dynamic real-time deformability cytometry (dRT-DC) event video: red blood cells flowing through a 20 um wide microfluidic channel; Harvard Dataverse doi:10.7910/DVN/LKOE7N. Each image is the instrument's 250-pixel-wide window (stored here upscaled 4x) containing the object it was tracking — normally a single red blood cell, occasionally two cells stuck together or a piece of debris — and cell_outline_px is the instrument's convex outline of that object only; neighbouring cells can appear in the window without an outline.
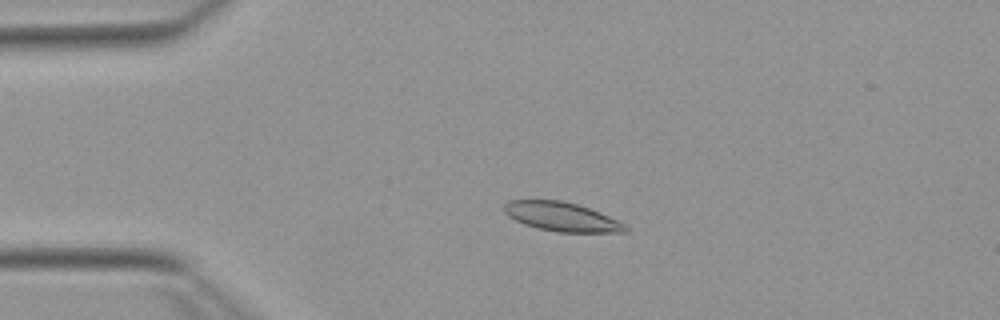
{"species": "Egyptian fruit bat (a non-hibernating species)", "species_latin": "Rousettus aegyptiacus", "temperature_condition": "warm", "stored_images_in_passage": 53, "camera_frame_rate_fps": 3000, "um_per_image_px": 0.085, "animal": {"sex": "female"}, "frame": {"image": 1, "passage_image": 12, "time_ms": 3.667, "image_size_px": [1000, 320], "cell_outline_px": [[628, 232], [556, 232], [536, 228], [524, 224], [508, 216], [504, 212], [504, 204], [508, 200], [560, 200], [576, 204], [600, 212], [624, 224], [628, 228]], "centroid_in_image_um": [47.71, 18.42], "position_along_channel_um": 37.3, "area_um2": 20.4}}
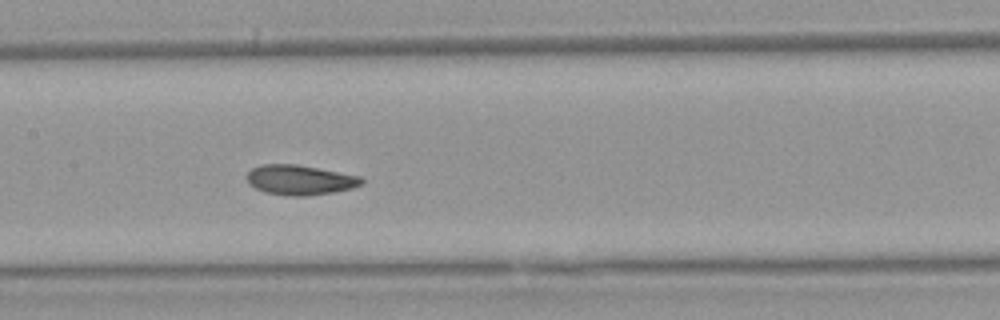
{"frame": {"image": 2, "passage_image": 26, "time_ms": 8.333, "image_size_px": [1000, 320], "cell_outline_px": [[364, 184], [352, 188], [332, 192], [308, 196], [288, 196], [264, 192], [248, 184], [248, 172], [252, 168], [260, 164], [296, 164], [360, 176], [364, 180]], "centroid_in_image_um": [25.49, 15.3], "position_along_channel_um": 181.9, "area_um2": 20.0}}
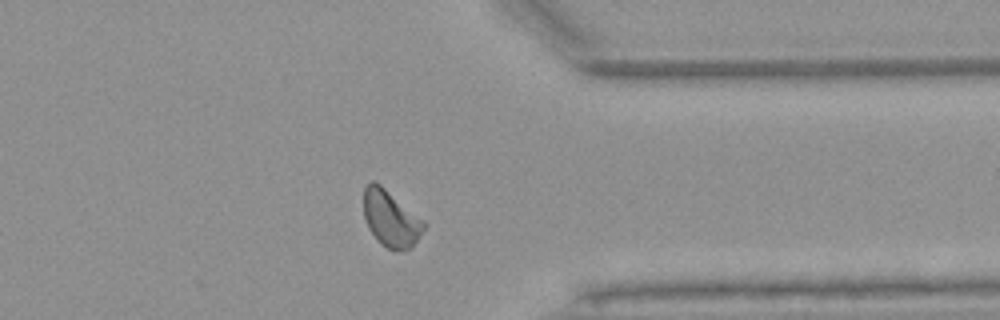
{"frame": {"image": 3, "passage_image": 42, "time_ms": 13.667, "image_size_px": [1000, 320], "cell_outline_px": [[428, 224], [420, 236], [408, 248], [388, 248], [380, 244], [376, 240], [368, 228], [364, 216], [364, 188], [372, 180], [380, 184], [424, 220]], "centroid_in_image_um": [33.21, 18.55], "position_along_channel_um": 378.2, "area_um2": 19.48}, "authors_computed_cell_mechanics": {"area_um2": 19.8254, "velocity_mm_per_s": 3.8308, "shape_relaxation_time_tau1_ms": 6.0123, "shape_relaxation_time_tau2_ms": 1.9513, "deformation_change_tau1": 0.1432, "deformation_change_tau2": 0.0646}}